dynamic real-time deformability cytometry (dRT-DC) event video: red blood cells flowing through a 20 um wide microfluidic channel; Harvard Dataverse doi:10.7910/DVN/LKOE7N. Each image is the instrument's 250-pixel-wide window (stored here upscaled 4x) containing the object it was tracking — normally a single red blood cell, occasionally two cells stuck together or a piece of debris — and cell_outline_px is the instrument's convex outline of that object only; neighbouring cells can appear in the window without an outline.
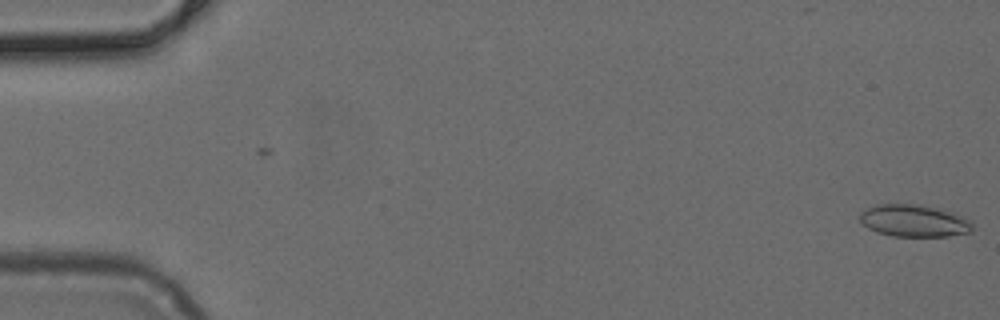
{"species": "common noctule bat (a hibernating species)", "species_latin": "Nyctalus noctula", "temperature_condition": "cold", "stored_images_in_passage": 50, "camera_frame_rate_fps": 3000, "um_per_image_px": 0.085, "animal": {"sex": "female", "body_mass_g": 24.6, "forearm_length_mm": 56.2}, "frame": {"image": 1, "passage_image": 1, "time_ms": 0.0, "image_size_px": [1000, 320], "cell_outline_px": [[972, 232], [948, 236], [892, 236], [876, 232], [868, 228], [860, 220], [860, 212], [876, 204], [920, 204], [952, 212], [964, 216], [972, 220]], "centroid_in_image_um": [77.72, 18.76], "position_along_channel_um": 7.3, "area_um2": 21.21}}
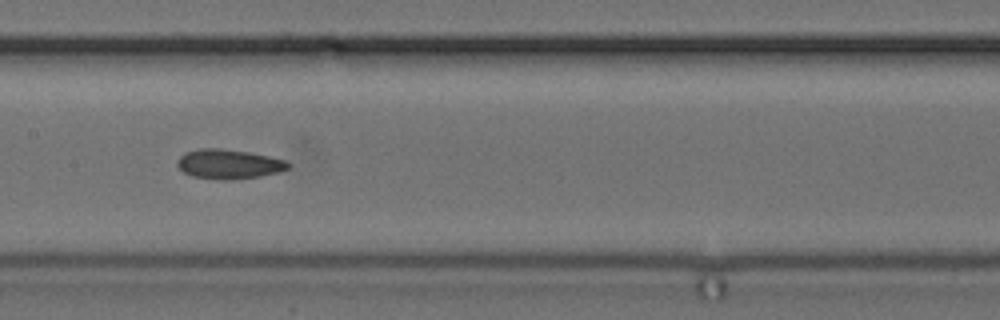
{"frame": {"image": 2, "passage_image": 25, "time_ms": 8.0, "image_size_px": [1000, 320], "cell_outline_px": [[292, 164], [288, 168], [280, 172], [260, 176], [232, 180], [220, 180], [192, 176], [184, 172], [176, 164], [176, 160], [184, 152], [200, 148], [220, 148], [248, 152], [268, 156], [284, 160]], "centroid_in_image_um": [19.43, 13.95], "position_along_channel_um": 188.0, "area_um2": 19.19}}
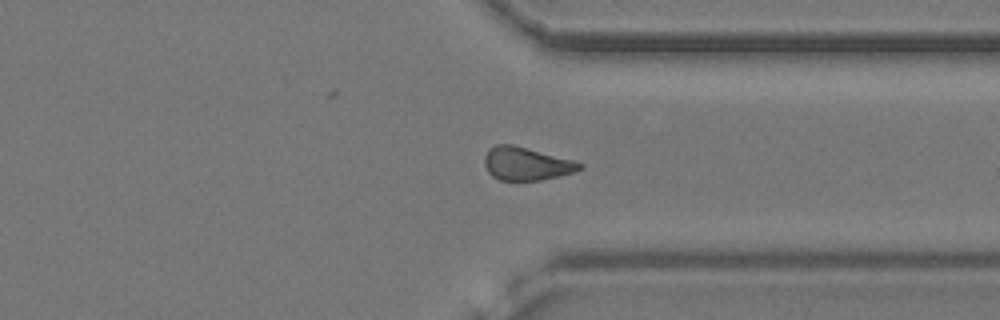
{"frame": {"image": 3, "passage_image": 38, "time_ms": 12.333, "image_size_px": [1000, 320], "cell_outline_px": [[584, 168], [576, 172], [560, 176], [540, 180], [500, 180], [492, 176], [488, 172], [484, 164], [484, 156], [488, 148], [496, 144], [512, 144], [572, 160], [584, 164]], "centroid_in_image_um": [44.73, 13.92], "position_along_channel_um": 366.7, "area_um2": 18.44}}